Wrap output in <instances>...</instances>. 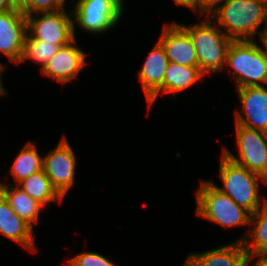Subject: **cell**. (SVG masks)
Wrapping results in <instances>:
<instances>
[{"label": "cell", "mask_w": 267, "mask_h": 266, "mask_svg": "<svg viewBox=\"0 0 267 266\" xmlns=\"http://www.w3.org/2000/svg\"><path fill=\"white\" fill-rule=\"evenodd\" d=\"M209 17L231 40H255L256 33L261 36L267 28V4L261 0H227ZM261 24H265L263 30Z\"/></svg>", "instance_id": "cell-1"}, {"label": "cell", "mask_w": 267, "mask_h": 266, "mask_svg": "<svg viewBox=\"0 0 267 266\" xmlns=\"http://www.w3.org/2000/svg\"><path fill=\"white\" fill-rule=\"evenodd\" d=\"M211 21L210 17H206L200 23L190 27L179 24L192 40L198 67L204 75L224 70L227 52L233 41Z\"/></svg>", "instance_id": "cell-2"}, {"label": "cell", "mask_w": 267, "mask_h": 266, "mask_svg": "<svg viewBox=\"0 0 267 266\" xmlns=\"http://www.w3.org/2000/svg\"><path fill=\"white\" fill-rule=\"evenodd\" d=\"M229 65L237 88L267 84V57L256 41H232L225 66Z\"/></svg>", "instance_id": "cell-3"}, {"label": "cell", "mask_w": 267, "mask_h": 266, "mask_svg": "<svg viewBox=\"0 0 267 266\" xmlns=\"http://www.w3.org/2000/svg\"><path fill=\"white\" fill-rule=\"evenodd\" d=\"M219 178L223 188L216 184L217 189L228 195L238 206L243 207L250 214L262 206L258 191L259 180L264 184H267V181L262 176L232 162L223 153L219 166Z\"/></svg>", "instance_id": "cell-4"}, {"label": "cell", "mask_w": 267, "mask_h": 266, "mask_svg": "<svg viewBox=\"0 0 267 266\" xmlns=\"http://www.w3.org/2000/svg\"><path fill=\"white\" fill-rule=\"evenodd\" d=\"M196 201L197 215L204 219L226 228L249 226L251 214L218 190L214 182L209 180L201 182L196 192Z\"/></svg>", "instance_id": "cell-5"}, {"label": "cell", "mask_w": 267, "mask_h": 266, "mask_svg": "<svg viewBox=\"0 0 267 266\" xmlns=\"http://www.w3.org/2000/svg\"><path fill=\"white\" fill-rule=\"evenodd\" d=\"M239 158L223 146V154L232 162L262 176L267 181V132L236 125Z\"/></svg>", "instance_id": "cell-6"}, {"label": "cell", "mask_w": 267, "mask_h": 266, "mask_svg": "<svg viewBox=\"0 0 267 266\" xmlns=\"http://www.w3.org/2000/svg\"><path fill=\"white\" fill-rule=\"evenodd\" d=\"M123 9L116 0H77L71 10L74 36L75 24L89 33H105L118 24Z\"/></svg>", "instance_id": "cell-7"}, {"label": "cell", "mask_w": 267, "mask_h": 266, "mask_svg": "<svg viewBox=\"0 0 267 266\" xmlns=\"http://www.w3.org/2000/svg\"><path fill=\"white\" fill-rule=\"evenodd\" d=\"M69 11V15L64 9L42 14L39 12L36 17L34 14L27 15V35L34 40L60 47L70 44L76 38L73 33L72 13Z\"/></svg>", "instance_id": "cell-8"}, {"label": "cell", "mask_w": 267, "mask_h": 266, "mask_svg": "<svg viewBox=\"0 0 267 266\" xmlns=\"http://www.w3.org/2000/svg\"><path fill=\"white\" fill-rule=\"evenodd\" d=\"M76 162V155L65 136L55 149L43 156L44 173L63 199L74 184Z\"/></svg>", "instance_id": "cell-9"}, {"label": "cell", "mask_w": 267, "mask_h": 266, "mask_svg": "<svg viewBox=\"0 0 267 266\" xmlns=\"http://www.w3.org/2000/svg\"><path fill=\"white\" fill-rule=\"evenodd\" d=\"M26 35V16L19 9L0 13V52L11 62L20 63ZM0 71L4 72L2 63H0Z\"/></svg>", "instance_id": "cell-10"}, {"label": "cell", "mask_w": 267, "mask_h": 266, "mask_svg": "<svg viewBox=\"0 0 267 266\" xmlns=\"http://www.w3.org/2000/svg\"><path fill=\"white\" fill-rule=\"evenodd\" d=\"M242 113L235 111V124L267 132L266 86L237 88Z\"/></svg>", "instance_id": "cell-11"}, {"label": "cell", "mask_w": 267, "mask_h": 266, "mask_svg": "<svg viewBox=\"0 0 267 266\" xmlns=\"http://www.w3.org/2000/svg\"><path fill=\"white\" fill-rule=\"evenodd\" d=\"M75 43L76 39L61 47L41 70L42 74L61 84L75 80L87 63L85 52L74 45Z\"/></svg>", "instance_id": "cell-12"}, {"label": "cell", "mask_w": 267, "mask_h": 266, "mask_svg": "<svg viewBox=\"0 0 267 266\" xmlns=\"http://www.w3.org/2000/svg\"><path fill=\"white\" fill-rule=\"evenodd\" d=\"M169 59L164 47L159 41L148 53L145 62L141 66L138 78L141 82L148 105L151 106L159 94H163V79Z\"/></svg>", "instance_id": "cell-13"}, {"label": "cell", "mask_w": 267, "mask_h": 266, "mask_svg": "<svg viewBox=\"0 0 267 266\" xmlns=\"http://www.w3.org/2000/svg\"><path fill=\"white\" fill-rule=\"evenodd\" d=\"M163 28L158 40L164 47L169 62L198 67L196 51L189 34L176 22L165 24Z\"/></svg>", "instance_id": "cell-14"}, {"label": "cell", "mask_w": 267, "mask_h": 266, "mask_svg": "<svg viewBox=\"0 0 267 266\" xmlns=\"http://www.w3.org/2000/svg\"><path fill=\"white\" fill-rule=\"evenodd\" d=\"M187 257L192 266H248V254L237 240L210 251L190 253Z\"/></svg>", "instance_id": "cell-15"}, {"label": "cell", "mask_w": 267, "mask_h": 266, "mask_svg": "<svg viewBox=\"0 0 267 266\" xmlns=\"http://www.w3.org/2000/svg\"><path fill=\"white\" fill-rule=\"evenodd\" d=\"M33 233V228L17 216L0 193V234L28 249L31 253L37 251Z\"/></svg>", "instance_id": "cell-16"}, {"label": "cell", "mask_w": 267, "mask_h": 266, "mask_svg": "<svg viewBox=\"0 0 267 266\" xmlns=\"http://www.w3.org/2000/svg\"><path fill=\"white\" fill-rule=\"evenodd\" d=\"M0 193L17 216L33 228V223L38 222L40 211L44 207L12 183H0Z\"/></svg>", "instance_id": "cell-17"}, {"label": "cell", "mask_w": 267, "mask_h": 266, "mask_svg": "<svg viewBox=\"0 0 267 266\" xmlns=\"http://www.w3.org/2000/svg\"><path fill=\"white\" fill-rule=\"evenodd\" d=\"M263 205L250 215L249 226L252 231L244 237L237 239L242 242L248 256L267 254V200L263 198Z\"/></svg>", "instance_id": "cell-18"}, {"label": "cell", "mask_w": 267, "mask_h": 266, "mask_svg": "<svg viewBox=\"0 0 267 266\" xmlns=\"http://www.w3.org/2000/svg\"><path fill=\"white\" fill-rule=\"evenodd\" d=\"M16 186L43 207L56 200L60 203L63 201V198L53 188L43 169L22 180Z\"/></svg>", "instance_id": "cell-19"}, {"label": "cell", "mask_w": 267, "mask_h": 266, "mask_svg": "<svg viewBox=\"0 0 267 266\" xmlns=\"http://www.w3.org/2000/svg\"><path fill=\"white\" fill-rule=\"evenodd\" d=\"M204 74L199 67L178 65L169 62L163 79V93H179L193 85Z\"/></svg>", "instance_id": "cell-20"}, {"label": "cell", "mask_w": 267, "mask_h": 266, "mask_svg": "<svg viewBox=\"0 0 267 266\" xmlns=\"http://www.w3.org/2000/svg\"><path fill=\"white\" fill-rule=\"evenodd\" d=\"M22 148L10 167L16 181L15 185L43 169V157L39 155L35 144L28 142Z\"/></svg>", "instance_id": "cell-21"}, {"label": "cell", "mask_w": 267, "mask_h": 266, "mask_svg": "<svg viewBox=\"0 0 267 266\" xmlns=\"http://www.w3.org/2000/svg\"><path fill=\"white\" fill-rule=\"evenodd\" d=\"M60 48L61 47L57 44L44 43L43 41L34 40L26 35L20 63H24L27 59L33 60L41 64L40 69L42 70Z\"/></svg>", "instance_id": "cell-22"}, {"label": "cell", "mask_w": 267, "mask_h": 266, "mask_svg": "<svg viewBox=\"0 0 267 266\" xmlns=\"http://www.w3.org/2000/svg\"><path fill=\"white\" fill-rule=\"evenodd\" d=\"M62 0H25L19 9L25 16L37 14L39 12H53L63 9Z\"/></svg>", "instance_id": "cell-23"}, {"label": "cell", "mask_w": 267, "mask_h": 266, "mask_svg": "<svg viewBox=\"0 0 267 266\" xmlns=\"http://www.w3.org/2000/svg\"><path fill=\"white\" fill-rule=\"evenodd\" d=\"M67 262L68 266H116L108 258L91 251L81 252Z\"/></svg>", "instance_id": "cell-24"}, {"label": "cell", "mask_w": 267, "mask_h": 266, "mask_svg": "<svg viewBox=\"0 0 267 266\" xmlns=\"http://www.w3.org/2000/svg\"><path fill=\"white\" fill-rule=\"evenodd\" d=\"M226 1L227 0H199V14L202 16L207 14L205 17H209Z\"/></svg>", "instance_id": "cell-25"}, {"label": "cell", "mask_w": 267, "mask_h": 266, "mask_svg": "<svg viewBox=\"0 0 267 266\" xmlns=\"http://www.w3.org/2000/svg\"><path fill=\"white\" fill-rule=\"evenodd\" d=\"M177 5H183L190 8L192 11L199 12V0H174Z\"/></svg>", "instance_id": "cell-26"}, {"label": "cell", "mask_w": 267, "mask_h": 266, "mask_svg": "<svg viewBox=\"0 0 267 266\" xmlns=\"http://www.w3.org/2000/svg\"><path fill=\"white\" fill-rule=\"evenodd\" d=\"M255 257L258 259V261H256L252 265H249L250 261L254 259ZM248 265L249 266H267V254H258V255L248 256Z\"/></svg>", "instance_id": "cell-27"}, {"label": "cell", "mask_w": 267, "mask_h": 266, "mask_svg": "<svg viewBox=\"0 0 267 266\" xmlns=\"http://www.w3.org/2000/svg\"><path fill=\"white\" fill-rule=\"evenodd\" d=\"M13 9H15V7L10 3L9 0H0V13Z\"/></svg>", "instance_id": "cell-28"}, {"label": "cell", "mask_w": 267, "mask_h": 266, "mask_svg": "<svg viewBox=\"0 0 267 266\" xmlns=\"http://www.w3.org/2000/svg\"><path fill=\"white\" fill-rule=\"evenodd\" d=\"M259 37H260L261 43L264 47L263 48L264 52H265L266 57H267V28L264 30V32Z\"/></svg>", "instance_id": "cell-29"}, {"label": "cell", "mask_w": 267, "mask_h": 266, "mask_svg": "<svg viewBox=\"0 0 267 266\" xmlns=\"http://www.w3.org/2000/svg\"><path fill=\"white\" fill-rule=\"evenodd\" d=\"M9 1L17 9H20L25 2V0H9Z\"/></svg>", "instance_id": "cell-30"}, {"label": "cell", "mask_w": 267, "mask_h": 266, "mask_svg": "<svg viewBox=\"0 0 267 266\" xmlns=\"http://www.w3.org/2000/svg\"><path fill=\"white\" fill-rule=\"evenodd\" d=\"M2 72L0 71V96L2 95H8L6 89L4 88L3 84H2V81H1V76H2Z\"/></svg>", "instance_id": "cell-31"}, {"label": "cell", "mask_w": 267, "mask_h": 266, "mask_svg": "<svg viewBox=\"0 0 267 266\" xmlns=\"http://www.w3.org/2000/svg\"><path fill=\"white\" fill-rule=\"evenodd\" d=\"M122 7L124 6V0H116Z\"/></svg>", "instance_id": "cell-32"}, {"label": "cell", "mask_w": 267, "mask_h": 266, "mask_svg": "<svg viewBox=\"0 0 267 266\" xmlns=\"http://www.w3.org/2000/svg\"><path fill=\"white\" fill-rule=\"evenodd\" d=\"M183 266H192V265L186 260V262L183 264Z\"/></svg>", "instance_id": "cell-33"}]
</instances>
